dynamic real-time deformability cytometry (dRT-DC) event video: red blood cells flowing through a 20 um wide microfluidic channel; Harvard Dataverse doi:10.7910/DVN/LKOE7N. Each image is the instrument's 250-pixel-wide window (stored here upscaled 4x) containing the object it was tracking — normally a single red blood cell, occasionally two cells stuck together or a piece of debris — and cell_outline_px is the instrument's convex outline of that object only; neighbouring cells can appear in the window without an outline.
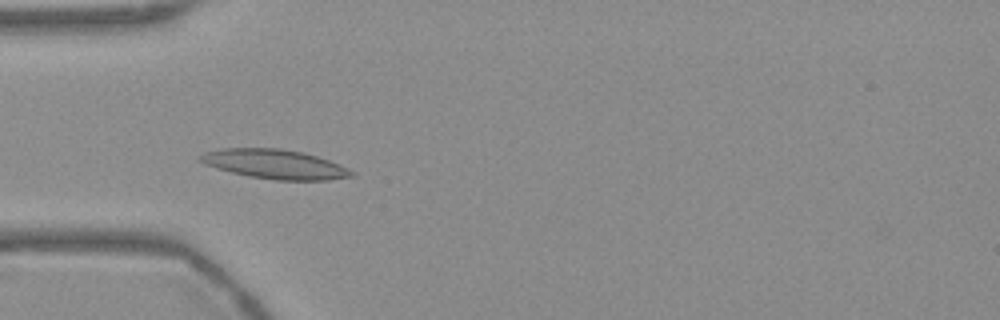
{"species": "Egyptian fruit bat (a non-hibernating species)", "species_latin": "Rousettus aegyptiacus", "temperature_condition": "warm", "stored_images_in_passage": 56, "camera_frame_rate_fps": 3000, "um_per_image_px": 0.085, "frame": {"image": 1, "passage_image": 17, "time_ms": 5.333, "image_size_px": [1000, 320], "cell_outline_px": [[356, 176], [328, 180], [276, 180], [248, 176], [216, 168], [204, 164], [196, 160], [196, 156], [204, 152], [220, 148], [280, 148], [304, 152], [328, 160], [348, 168], [356, 172]], "centroid_in_image_um": [23.33, 13.95], "position_along_channel_um": 61.7, "area_um2": 26.18}}
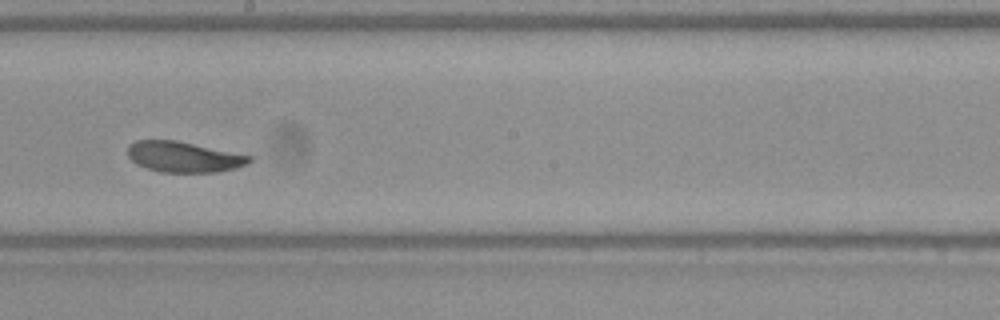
{"frame": {"image": 2, "passage_image": 31, "time_ms": 10.0, "image_size_px": [1000, 320], "cell_outline_px": [[252, 160], [248, 164], [236, 168], [216, 172], [160, 172], [136, 164], [128, 156], [128, 144], [136, 140], [176, 140], [252, 156]], "centroid_in_image_um": [15.61, 13.33], "position_along_channel_um": 232.6, "area_um2": 21.68}}
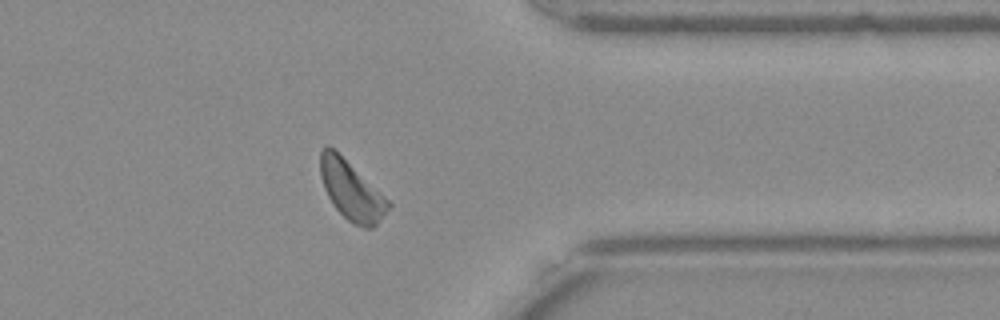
{"frame": {"image": 3, "passage_image": 44, "time_ms": 14.333, "image_size_px": [1000, 320], "cell_outline_px": [[392, 204], [376, 224], [372, 228], [364, 228], [352, 224], [332, 204], [324, 188], [320, 176], [320, 152], [324, 144], [328, 144], [380, 192]], "centroid_in_image_um": [29.83, 16.2], "position_along_channel_um": 381.6, "area_um2": 22.83}, "authors_computed_cell_mechanics": {"area_um2": 22.831, "velocity_mm_per_s": 3.6941, "shape_relaxation_time_tau1_ms": 4.0448, "shape_relaxation_time_tau2_ms": null, "deformation_change_tau1": 0.1299, "deformation_change_tau2": null}}